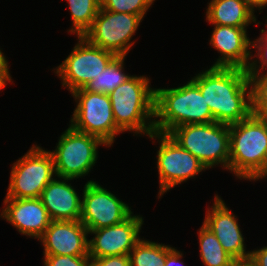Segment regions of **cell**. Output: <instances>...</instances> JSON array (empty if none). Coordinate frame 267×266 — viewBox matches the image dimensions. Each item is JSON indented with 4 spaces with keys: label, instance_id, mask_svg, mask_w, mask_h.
Instances as JSON below:
<instances>
[{
    "label": "cell",
    "instance_id": "1",
    "mask_svg": "<svg viewBox=\"0 0 267 266\" xmlns=\"http://www.w3.org/2000/svg\"><path fill=\"white\" fill-rule=\"evenodd\" d=\"M191 80L199 87L214 122L230 125L251 114V86L247 70L210 67Z\"/></svg>",
    "mask_w": 267,
    "mask_h": 266
},
{
    "label": "cell",
    "instance_id": "2",
    "mask_svg": "<svg viewBox=\"0 0 267 266\" xmlns=\"http://www.w3.org/2000/svg\"><path fill=\"white\" fill-rule=\"evenodd\" d=\"M229 170L239 179L259 180L267 176V122L252 113L229 125Z\"/></svg>",
    "mask_w": 267,
    "mask_h": 266
},
{
    "label": "cell",
    "instance_id": "3",
    "mask_svg": "<svg viewBox=\"0 0 267 266\" xmlns=\"http://www.w3.org/2000/svg\"><path fill=\"white\" fill-rule=\"evenodd\" d=\"M154 117L157 119L154 131L164 134L181 125L214 122L208 104L192 80L177 88L155 89Z\"/></svg>",
    "mask_w": 267,
    "mask_h": 266
},
{
    "label": "cell",
    "instance_id": "4",
    "mask_svg": "<svg viewBox=\"0 0 267 266\" xmlns=\"http://www.w3.org/2000/svg\"><path fill=\"white\" fill-rule=\"evenodd\" d=\"M149 80L132 75L108 94L115 124L122 133L133 131L149 136L154 132L155 89L149 87Z\"/></svg>",
    "mask_w": 267,
    "mask_h": 266
},
{
    "label": "cell",
    "instance_id": "5",
    "mask_svg": "<svg viewBox=\"0 0 267 266\" xmlns=\"http://www.w3.org/2000/svg\"><path fill=\"white\" fill-rule=\"evenodd\" d=\"M183 149L195 156L206 169L221 164L229 170V125L218 122L187 124L168 133Z\"/></svg>",
    "mask_w": 267,
    "mask_h": 266
},
{
    "label": "cell",
    "instance_id": "6",
    "mask_svg": "<svg viewBox=\"0 0 267 266\" xmlns=\"http://www.w3.org/2000/svg\"><path fill=\"white\" fill-rule=\"evenodd\" d=\"M59 138L56 149L49 151L58 178L87 175L97 161L98 146H107L100 138L76 131L70 125Z\"/></svg>",
    "mask_w": 267,
    "mask_h": 266
},
{
    "label": "cell",
    "instance_id": "7",
    "mask_svg": "<svg viewBox=\"0 0 267 266\" xmlns=\"http://www.w3.org/2000/svg\"><path fill=\"white\" fill-rule=\"evenodd\" d=\"M72 96L77 105L70 126L76 131L100 138L110 147L121 131L115 124L109 95L81 88L73 91Z\"/></svg>",
    "mask_w": 267,
    "mask_h": 266
},
{
    "label": "cell",
    "instance_id": "8",
    "mask_svg": "<svg viewBox=\"0 0 267 266\" xmlns=\"http://www.w3.org/2000/svg\"><path fill=\"white\" fill-rule=\"evenodd\" d=\"M12 165L5 198H40L43 189L56 175L51 153L37 145Z\"/></svg>",
    "mask_w": 267,
    "mask_h": 266
},
{
    "label": "cell",
    "instance_id": "9",
    "mask_svg": "<svg viewBox=\"0 0 267 266\" xmlns=\"http://www.w3.org/2000/svg\"><path fill=\"white\" fill-rule=\"evenodd\" d=\"M143 17L135 14L112 12L100 7L91 27L83 37L92 45L126 56L134 45L131 39Z\"/></svg>",
    "mask_w": 267,
    "mask_h": 266
},
{
    "label": "cell",
    "instance_id": "10",
    "mask_svg": "<svg viewBox=\"0 0 267 266\" xmlns=\"http://www.w3.org/2000/svg\"><path fill=\"white\" fill-rule=\"evenodd\" d=\"M115 57L114 53L94 46L83 36H78V43L55 71L61 78L63 87H67L72 93L84 88L102 73Z\"/></svg>",
    "mask_w": 267,
    "mask_h": 266
},
{
    "label": "cell",
    "instance_id": "11",
    "mask_svg": "<svg viewBox=\"0 0 267 266\" xmlns=\"http://www.w3.org/2000/svg\"><path fill=\"white\" fill-rule=\"evenodd\" d=\"M149 137L158 139L160 143L157 152L159 198L176 185L206 170L200 160L183 149L169 134L154 131Z\"/></svg>",
    "mask_w": 267,
    "mask_h": 266
},
{
    "label": "cell",
    "instance_id": "12",
    "mask_svg": "<svg viewBox=\"0 0 267 266\" xmlns=\"http://www.w3.org/2000/svg\"><path fill=\"white\" fill-rule=\"evenodd\" d=\"M131 214V207L96 181L84 185L80 221L88 232L121 223Z\"/></svg>",
    "mask_w": 267,
    "mask_h": 266
},
{
    "label": "cell",
    "instance_id": "13",
    "mask_svg": "<svg viewBox=\"0 0 267 266\" xmlns=\"http://www.w3.org/2000/svg\"><path fill=\"white\" fill-rule=\"evenodd\" d=\"M143 222V217L131 214L121 223L89 231V234H95L91 240H88L91 259L129 255L140 240L139 233Z\"/></svg>",
    "mask_w": 267,
    "mask_h": 266
},
{
    "label": "cell",
    "instance_id": "14",
    "mask_svg": "<svg viewBox=\"0 0 267 266\" xmlns=\"http://www.w3.org/2000/svg\"><path fill=\"white\" fill-rule=\"evenodd\" d=\"M88 234L80 220H52L38 240L44 246V255L89 256Z\"/></svg>",
    "mask_w": 267,
    "mask_h": 266
},
{
    "label": "cell",
    "instance_id": "15",
    "mask_svg": "<svg viewBox=\"0 0 267 266\" xmlns=\"http://www.w3.org/2000/svg\"><path fill=\"white\" fill-rule=\"evenodd\" d=\"M210 44L222 55L211 67L241 68L247 70L251 59L252 41L247 28L214 25ZM250 60V61H249Z\"/></svg>",
    "mask_w": 267,
    "mask_h": 266
},
{
    "label": "cell",
    "instance_id": "16",
    "mask_svg": "<svg viewBox=\"0 0 267 266\" xmlns=\"http://www.w3.org/2000/svg\"><path fill=\"white\" fill-rule=\"evenodd\" d=\"M203 224L215 234L223 249L234 260L249 258L250 251H245L237 217L218 195H215L212 208L207 210Z\"/></svg>",
    "mask_w": 267,
    "mask_h": 266
},
{
    "label": "cell",
    "instance_id": "17",
    "mask_svg": "<svg viewBox=\"0 0 267 266\" xmlns=\"http://www.w3.org/2000/svg\"><path fill=\"white\" fill-rule=\"evenodd\" d=\"M0 217L11 223L19 233L37 239L52 221L40 198H5Z\"/></svg>",
    "mask_w": 267,
    "mask_h": 266
},
{
    "label": "cell",
    "instance_id": "18",
    "mask_svg": "<svg viewBox=\"0 0 267 266\" xmlns=\"http://www.w3.org/2000/svg\"><path fill=\"white\" fill-rule=\"evenodd\" d=\"M59 178L60 180H57L54 177L47 184L40 195V200L51 220L79 221L82 200L71 184L66 183L73 179Z\"/></svg>",
    "mask_w": 267,
    "mask_h": 266
},
{
    "label": "cell",
    "instance_id": "19",
    "mask_svg": "<svg viewBox=\"0 0 267 266\" xmlns=\"http://www.w3.org/2000/svg\"><path fill=\"white\" fill-rule=\"evenodd\" d=\"M254 12L244 0H211L206 19L212 25L246 28L252 22L257 23Z\"/></svg>",
    "mask_w": 267,
    "mask_h": 266
},
{
    "label": "cell",
    "instance_id": "20",
    "mask_svg": "<svg viewBox=\"0 0 267 266\" xmlns=\"http://www.w3.org/2000/svg\"><path fill=\"white\" fill-rule=\"evenodd\" d=\"M124 56H116L97 77L84 87L94 93L110 94L131 75L124 73Z\"/></svg>",
    "mask_w": 267,
    "mask_h": 266
},
{
    "label": "cell",
    "instance_id": "21",
    "mask_svg": "<svg viewBox=\"0 0 267 266\" xmlns=\"http://www.w3.org/2000/svg\"><path fill=\"white\" fill-rule=\"evenodd\" d=\"M170 245H164L140 239L130 251L131 266H164L166 256L173 250Z\"/></svg>",
    "mask_w": 267,
    "mask_h": 266
},
{
    "label": "cell",
    "instance_id": "22",
    "mask_svg": "<svg viewBox=\"0 0 267 266\" xmlns=\"http://www.w3.org/2000/svg\"><path fill=\"white\" fill-rule=\"evenodd\" d=\"M198 235L200 257L205 266H231L234 259L223 249L210 229L203 224Z\"/></svg>",
    "mask_w": 267,
    "mask_h": 266
},
{
    "label": "cell",
    "instance_id": "23",
    "mask_svg": "<svg viewBox=\"0 0 267 266\" xmlns=\"http://www.w3.org/2000/svg\"><path fill=\"white\" fill-rule=\"evenodd\" d=\"M72 17V28L68 31L78 36L91 27L101 7L100 0H67Z\"/></svg>",
    "mask_w": 267,
    "mask_h": 266
},
{
    "label": "cell",
    "instance_id": "24",
    "mask_svg": "<svg viewBox=\"0 0 267 266\" xmlns=\"http://www.w3.org/2000/svg\"><path fill=\"white\" fill-rule=\"evenodd\" d=\"M247 74L251 86V113L267 122V72Z\"/></svg>",
    "mask_w": 267,
    "mask_h": 266
},
{
    "label": "cell",
    "instance_id": "25",
    "mask_svg": "<svg viewBox=\"0 0 267 266\" xmlns=\"http://www.w3.org/2000/svg\"><path fill=\"white\" fill-rule=\"evenodd\" d=\"M155 0H100L101 8L144 17Z\"/></svg>",
    "mask_w": 267,
    "mask_h": 266
},
{
    "label": "cell",
    "instance_id": "26",
    "mask_svg": "<svg viewBox=\"0 0 267 266\" xmlns=\"http://www.w3.org/2000/svg\"><path fill=\"white\" fill-rule=\"evenodd\" d=\"M261 33V37L255 39V41H252V48H258V52L256 55H254V57H258L257 59L259 60L257 61L256 59L250 63L247 73H261L263 70H265V67H267V30L261 29ZM258 63L261 66H258Z\"/></svg>",
    "mask_w": 267,
    "mask_h": 266
},
{
    "label": "cell",
    "instance_id": "27",
    "mask_svg": "<svg viewBox=\"0 0 267 266\" xmlns=\"http://www.w3.org/2000/svg\"><path fill=\"white\" fill-rule=\"evenodd\" d=\"M44 266H92L90 256L44 255Z\"/></svg>",
    "mask_w": 267,
    "mask_h": 266
},
{
    "label": "cell",
    "instance_id": "28",
    "mask_svg": "<svg viewBox=\"0 0 267 266\" xmlns=\"http://www.w3.org/2000/svg\"><path fill=\"white\" fill-rule=\"evenodd\" d=\"M92 266H131L129 255H114L92 260Z\"/></svg>",
    "mask_w": 267,
    "mask_h": 266
},
{
    "label": "cell",
    "instance_id": "29",
    "mask_svg": "<svg viewBox=\"0 0 267 266\" xmlns=\"http://www.w3.org/2000/svg\"><path fill=\"white\" fill-rule=\"evenodd\" d=\"M249 257L257 264V266H267V246L250 251Z\"/></svg>",
    "mask_w": 267,
    "mask_h": 266
},
{
    "label": "cell",
    "instance_id": "30",
    "mask_svg": "<svg viewBox=\"0 0 267 266\" xmlns=\"http://www.w3.org/2000/svg\"><path fill=\"white\" fill-rule=\"evenodd\" d=\"M181 251L179 252L177 249H173L167 256L166 262L164 266H184V263L180 261L182 258Z\"/></svg>",
    "mask_w": 267,
    "mask_h": 266
},
{
    "label": "cell",
    "instance_id": "31",
    "mask_svg": "<svg viewBox=\"0 0 267 266\" xmlns=\"http://www.w3.org/2000/svg\"><path fill=\"white\" fill-rule=\"evenodd\" d=\"M245 3L254 11V8L261 10L262 8L266 7L267 0H244Z\"/></svg>",
    "mask_w": 267,
    "mask_h": 266
},
{
    "label": "cell",
    "instance_id": "32",
    "mask_svg": "<svg viewBox=\"0 0 267 266\" xmlns=\"http://www.w3.org/2000/svg\"><path fill=\"white\" fill-rule=\"evenodd\" d=\"M231 266H257V264L249 257L245 259L234 260Z\"/></svg>",
    "mask_w": 267,
    "mask_h": 266
},
{
    "label": "cell",
    "instance_id": "33",
    "mask_svg": "<svg viewBox=\"0 0 267 266\" xmlns=\"http://www.w3.org/2000/svg\"><path fill=\"white\" fill-rule=\"evenodd\" d=\"M11 78L9 71H0V90L7 85L8 81L11 82Z\"/></svg>",
    "mask_w": 267,
    "mask_h": 266
},
{
    "label": "cell",
    "instance_id": "34",
    "mask_svg": "<svg viewBox=\"0 0 267 266\" xmlns=\"http://www.w3.org/2000/svg\"><path fill=\"white\" fill-rule=\"evenodd\" d=\"M8 61L0 49V71H9Z\"/></svg>",
    "mask_w": 267,
    "mask_h": 266
}]
</instances>
